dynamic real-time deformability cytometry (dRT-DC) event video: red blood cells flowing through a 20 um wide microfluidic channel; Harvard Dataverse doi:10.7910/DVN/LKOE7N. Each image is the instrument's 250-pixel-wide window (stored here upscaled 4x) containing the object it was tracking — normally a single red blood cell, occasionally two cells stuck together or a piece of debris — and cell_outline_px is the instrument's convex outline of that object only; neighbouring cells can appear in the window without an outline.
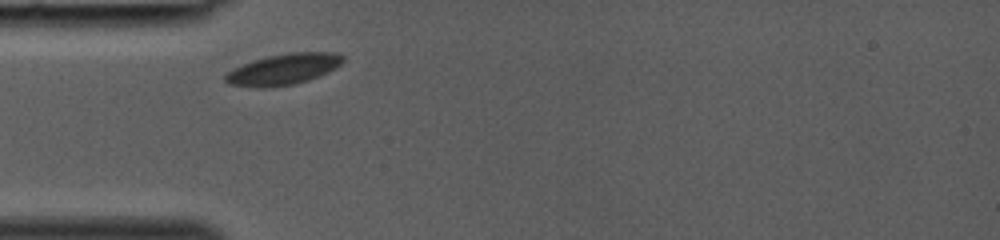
{"species": "common noctule bat (a hibernating species)", "species_latin": "Nyctalus noctula", "temperature_condition": "room temperature", "stored_images_in_passage": 24, "camera_frame_rate_fps": 3000, "um_per_image_px": 0.085, "animal": {"sex": "female", "body_mass_g": 19.0, "forearm_length_mm": 53.3}, "frame": {"image": 1, "passage_image": 1, "time_ms": 0.0, "image_size_px": [1000, 240], "cell_outline_px": [[344, 60], [336, 68], [320, 76], [308, 80], [292, 84], [264, 88], [256, 88], [228, 84], [224, 80], [224, 76], [232, 68], [268, 56], [288, 52], [336, 52], [344, 56]], "centroid_in_image_um": [24.1, 5.89], "position_along_channel_um": 60.9, "area_um2": 21.27}}
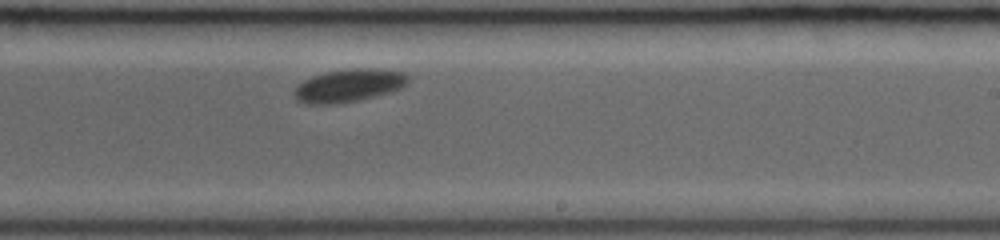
{"frame": {"image": 2, "passage_image": 14, "time_ms": 4.333, "image_size_px": [1000, 240], "cell_outline_px": [[408, 80], [400, 88], [392, 92], [356, 100], [336, 104], [304, 104], [296, 100], [292, 92], [304, 80], [312, 76], [324, 72], [352, 68], [376, 68], [404, 72], [408, 76]], "centroid_in_image_um": [29.62, 7.27], "position_along_channel_um": 259.4, "area_um2": 21.85}}
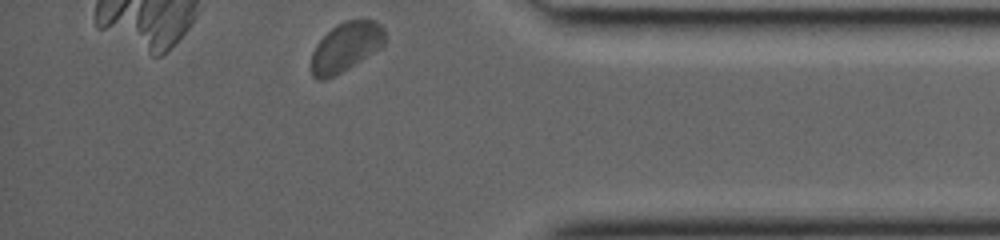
{"frame": {"image": 3, "passage_image": 24, "time_ms": 7.667, "image_size_px": [1000, 240], "cell_outline_px": [[384, 44], [380, 48], [348, 68], [324, 80], [316, 80], [312, 76], [312, 52], [316, 44], [336, 24], [344, 20], [376, 20], [384, 28]], "centroid_in_image_um": [29.39, 3.97], "position_along_channel_um": 405.8, "area_um2": 20.87}}